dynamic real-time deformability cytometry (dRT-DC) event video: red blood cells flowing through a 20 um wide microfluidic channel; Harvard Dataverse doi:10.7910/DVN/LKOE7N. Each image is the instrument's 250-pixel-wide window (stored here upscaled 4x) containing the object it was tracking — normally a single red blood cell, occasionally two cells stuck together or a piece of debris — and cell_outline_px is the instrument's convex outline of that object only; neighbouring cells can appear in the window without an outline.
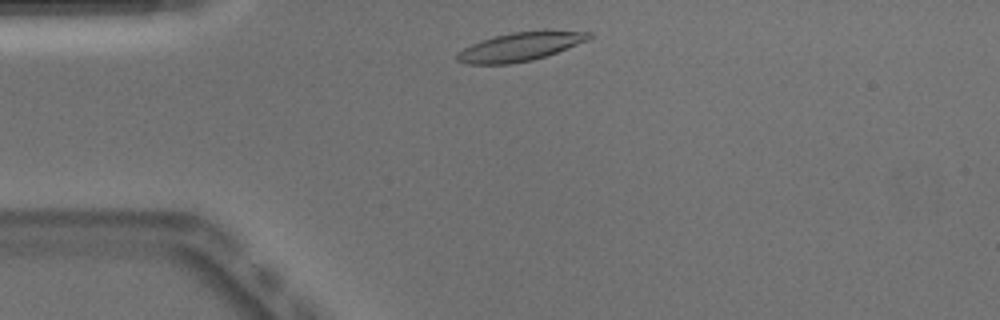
{"species": "Egyptian fruit bat (a non-hibernating species)", "species_latin": "Rousettus aegyptiacus", "temperature_condition": "warm", "stored_images_in_passage": 42, "camera_frame_rate_fps": 3000, "um_per_image_px": 0.085, "animal": {"sex": "male"}, "frame": {"image": 1, "passage_image": 3, "time_ms": 0.667, "image_size_px": [1000, 320], "cell_outline_px": [[592, 40], [532, 60], [508, 64], [468, 64], [456, 60], [456, 56], [464, 48], [480, 40], [512, 32], [592, 32]], "centroid_in_image_um": [44.2, 3.99], "position_along_channel_um": 40.8, "area_um2": 21.39}}
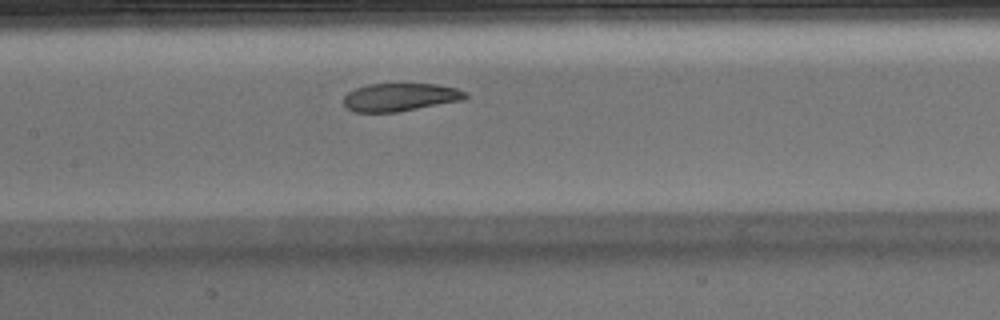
{"frame": {"image": 2, "passage_image": 15, "time_ms": 4.667, "image_size_px": [1000, 320], "cell_outline_px": [[468, 96], [464, 100], [396, 112], [352, 112], [344, 104], [344, 96], [348, 92], [356, 88], [368, 84], [436, 84], [456, 88], [468, 92]], "centroid_in_image_um": [34.03, 8.26], "position_along_channel_um": 173.4, "area_um2": 19.88}}
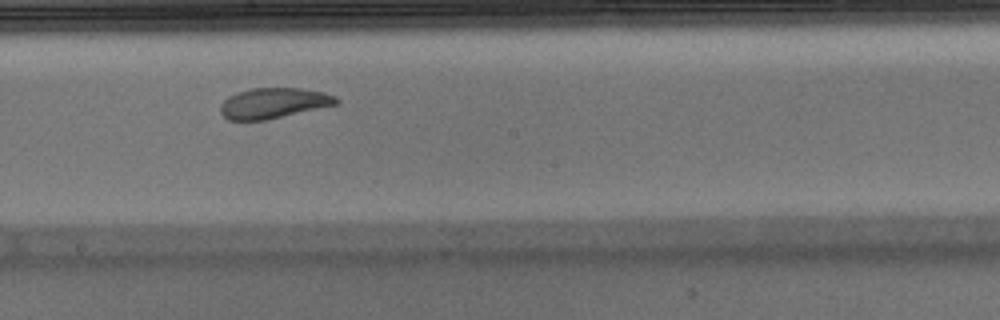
{"frame": {"image": 3, "passage_image": 19, "time_ms": 6.0, "image_size_px": [1000, 320], "cell_outline_px": [[340, 104], [264, 120], [228, 120], [220, 112], [220, 104], [228, 96], [236, 92], [252, 88], [304, 88], [324, 92], [336, 96], [340, 100]], "centroid_in_image_um": [23.28, 8.75], "position_along_channel_um": 224.9, "area_um2": 20.75}, "authors_computed_cell_mechanics": {"area_um2": 22.1952, "velocity_mm_per_s": 3.8706, "shape_relaxation_time_tau1_ms": 6.6882, "shape_relaxation_time_tau2_ms": 1.7964, "deformation_change_tau1": 0.1847, "deformation_change_tau2": 0.0749}}